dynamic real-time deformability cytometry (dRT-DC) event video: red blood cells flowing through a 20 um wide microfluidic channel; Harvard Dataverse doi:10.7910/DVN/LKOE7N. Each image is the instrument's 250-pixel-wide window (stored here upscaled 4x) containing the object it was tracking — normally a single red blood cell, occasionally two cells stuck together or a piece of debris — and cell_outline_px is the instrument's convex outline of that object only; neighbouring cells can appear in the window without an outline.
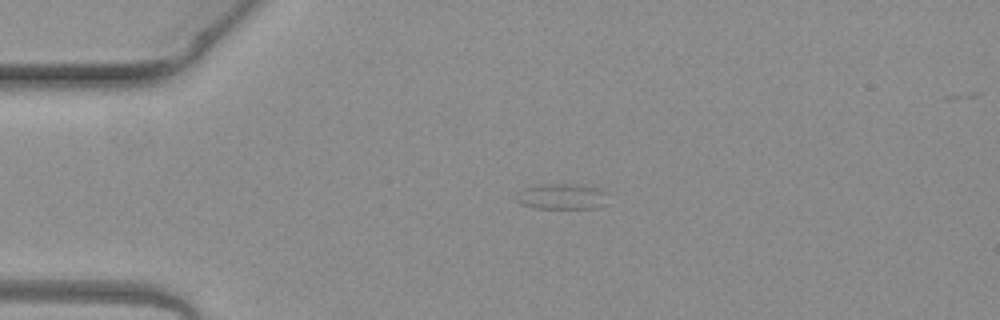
{"species": "common noctule bat (a hibernating species)", "species_latin": "Nyctalus noctula", "temperature_condition": "warm", "stored_images_in_passage": 3, "camera_frame_rate_fps": 3000, "um_per_image_px": 0.085, "animal": {"sex": "female", "body_mass_g": 19.3, "forearm_length_mm": 54.1}, "frame": {"image": 1, "passage_image": 2, "time_ms": 0.333, "image_size_px": [1000, 320], "cell_outline_px": [[608, 204], [596, 208], [536, 208], [524, 204], [516, 200], [512, 196], [516, 192], [524, 188], [544, 184], [572, 184], [604, 188], [608, 192]], "centroid_in_image_um": [47.83, 16.7], "position_along_channel_um": 37.2, "area_um2": 14.1}}